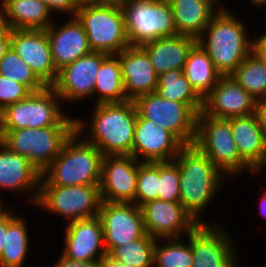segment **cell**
<instances>
[{"instance_id": "cell-42", "label": "cell", "mask_w": 266, "mask_h": 267, "mask_svg": "<svg viewBox=\"0 0 266 267\" xmlns=\"http://www.w3.org/2000/svg\"><path fill=\"white\" fill-rule=\"evenodd\" d=\"M256 114L258 116L261 130L266 142V100H262L257 103Z\"/></svg>"}, {"instance_id": "cell-21", "label": "cell", "mask_w": 266, "mask_h": 267, "mask_svg": "<svg viewBox=\"0 0 266 267\" xmlns=\"http://www.w3.org/2000/svg\"><path fill=\"white\" fill-rule=\"evenodd\" d=\"M40 179L41 173L27 157L11 152L0 142V191L8 190V192L28 195L29 204L35 206L39 195Z\"/></svg>"}, {"instance_id": "cell-26", "label": "cell", "mask_w": 266, "mask_h": 267, "mask_svg": "<svg viewBox=\"0 0 266 267\" xmlns=\"http://www.w3.org/2000/svg\"><path fill=\"white\" fill-rule=\"evenodd\" d=\"M177 33L198 38L220 10L211 0H168Z\"/></svg>"}, {"instance_id": "cell-27", "label": "cell", "mask_w": 266, "mask_h": 267, "mask_svg": "<svg viewBox=\"0 0 266 267\" xmlns=\"http://www.w3.org/2000/svg\"><path fill=\"white\" fill-rule=\"evenodd\" d=\"M2 9L11 30H45L54 22L53 14L40 0H8Z\"/></svg>"}, {"instance_id": "cell-37", "label": "cell", "mask_w": 266, "mask_h": 267, "mask_svg": "<svg viewBox=\"0 0 266 267\" xmlns=\"http://www.w3.org/2000/svg\"><path fill=\"white\" fill-rule=\"evenodd\" d=\"M158 199L167 202H179L180 172L178 165L173 160L159 162Z\"/></svg>"}, {"instance_id": "cell-51", "label": "cell", "mask_w": 266, "mask_h": 267, "mask_svg": "<svg viewBox=\"0 0 266 267\" xmlns=\"http://www.w3.org/2000/svg\"><path fill=\"white\" fill-rule=\"evenodd\" d=\"M78 6L94 4L95 0H74Z\"/></svg>"}, {"instance_id": "cell-6", "label": "cell", "mask_w": 266, "mask_h": 267, "mask_svg": "<svg viewBox=\"0 0 266 267\" xmlns=\"http://www.w3.org/2000/svg\"><path fill=\"white\" fill-rule=\"evenodd\" d=\"M194 145L206 155L229 179L242 171L258 174L241 158L233 138L230 122L216 119L202 111L197 115Z\"/></svg>"}, {"instance_id": "cell-8", "label": "cell", "mask_w": 266, "mask_h": 267, "mask_svg": "<svg viewBox=\"0 0 266 267\" xmlns=\"http://www.w3.org/2000/svg\"><path fill=\"white\" fill-rule=\"evenodd\" d=\"M75 131V126L22 128L0 132V142L11 152L23 155L42 173L60 154L65 141Z\"/></svg>"}, {"instance_id": "cell-24", "label": "cell", "mask_w": 266, "mask_h": 267, "mask_svg": "<svg viewBox=\"0 0 266 267\" xmlns=\"http://www.w3.org/2000/svg\"><path fill=\"white\" fill-rule=\"evenodd\" d=\"M227 120L241 158L259 176L266 170V142L257 114Z\"/></svg>"}, {"instance_id": "cell-9", "label": "cell", "mask_w": 266, "mask_h": 267, "mask_svg": "<svg viewBox=\"0 0 266 267\" xmlns=\"http://www.w3.org/2000/svg\"><path fill=\"white\" fill-rule=\"evenodd\" d=\"M122 8L130 46L178 35L168 0H128Z\"/></svg>"}, {"instance_id": "cell-52", "label": "cell", "mask_w": 266, "mask_h": 267, "mask_svg": "<svg viewBox=\"0 0 266 267\" xmlns=\"http://www.w3.org/2000/svg\"><path fill=\"white\" fill-rule=\"evenodd\" d=\"M219 9L225 8V6H221V2L223 0H211ZM220 3V4H219ZM220 5V6H219Z\"/></svg>"}, {"instance_id": "cell-31", "label": "cell", "mask_w": 266, "mask_h": 267, "mask_svg": "<svg viewBox=\"0 0 266 267\" xmlns=\"http://www.w3.org/2000/svg\"><path fill=\"white\" fill-rule=\"evenodd\" d=\"M162 98L187 104L197 115L202 111L203 100L193 90L183 69L164 72L158 76L156 88Z\"/></svg>"}, {"instance_id": "cell-5", "label": "cell", "mask_w": 266, "mask_h": 267, "mask_svg": "<svg viewBox=\"0 0 266 267\" xmlns=\"http://www.w3.org/2000/svg\"><path fill=\"white\" fill-rule=\"evenodd\" d=\"M61 98L52 86L31 92L25 99L0 112V132L22 128L75 126V117L66 115Z\"/></svg>"}, {"instance_id": "cell-44", "label": "cell", "mask_w": 266, "mask_h": 267, "mask_svg": "<svg viewBox=\"0 0 266 267\" xmlns=\"http://www.w3.org/2000/svg\"><path fill=\"white\" fill-rule=\"evenodd\" d=\"M100 262L101 267H129L118 259L113 258L110 254H106Z\"/></svg>"}, {"instance_id": "cell-4", "label": "cell", "mask_w": 266, "mask_h": 267, "mask_svg": "<svg viewBox=\"0 0 266 267\" xmlns=\"http://www.w3.org/2000/svg\"><path fill=\"white\" fill-rule=\"evenodd\" d=\"M103 154L74 131L41 173L40 186L100 184Z\"/></svg>"}, {"instance_id": "cell-40", "label": "cell", "mask_w": 266, "mask_h": 267, "mask_svg": "<svg viewBox=\"0 0 266 267\" xmlns=\"http://www.w3.org/2000/svg\"><path fill=\"white\" fill-rule=\"evenodd\" d=\"M53 264V267H101L100 261H80L66 258L62 253Z\"/></svg>"}, {"instance_id": "cell-19", "label": "cell", "mask_w": 266, "mask_h": 267, "mask_svg": "<svg viewBox=\"0 0 266 267\" xmlns=\"http://www.w3.org/2000/svg\"><path fill=\"white\" fill-rule=\"evenodd\" d=\"M184 145L168 130L137 114L132 156L140 162L172 161Z\"/></svg>"}, {"instance_id": "cell-43", "label": "cell", "mask_w": 266, "mask_h": 267, "mask_svg": "<svg viewBox=\"0 0 266 267\" xmlns=\"http://www.w3.org/2000/svg\"><path fill=\"white\" fill-rule=\"evenodd\" d=\"M9 227V212L0 219V256L5 247L7 228Z\"/></svg>"}, {"instance_id": "cell-3", "label": "cell", "mask_w": 266, "mask_h": 267, "mask_svg": "<svg viewBox=\"0 0 266 267\" xmlns=\"http://www.w3.org/2000/svg\"><path fill=\"white\" fill-rule=\"evenodd\" d=\"M236 16L228 7L220 9L197 38L221 75H230L252 53L253 37Z\"/></svg>"}, {"instance_id": "cell-29", "label": "cell", "mask_w": 266, "mask_h": 267, "mask_svg": "<svg viewBox=\"0 0 266 267\" xmlns=\"http://www.w3.org/2000/svg\"><path fill=\"white\" fill-rule=\"evenodd\" d=\"M27 220L16 215L14 208L9 211V227L5 247L0 256V267H24L30 248V233Z\"/></svg>"}, {"instance_id": "cell-33", "label": "cell", "mask_w": 266, "mask_h": 267, "mask_svg": "<svg viewBox=\"0 0 266 267\" xmlns=\"http://www.w3.org/2000/svg\"><path fill=\"white\" fill-rule=\"evenodd\" d=\"M258 102L266 100V64L249 54L230 74Z\"/></svg>"}, {"instance_id": "cell-36", "label": "cell", "mask_w": 266, "mask_h": 267, "mask_svg": "<svg viewBox=\"0 0 266 267\" xmlns=\"http://www.w3.org/2000/svg\"><path fill=\"white\" fill-rule=\"evenodd\" d=\"M159 162H139L135 204L141 207L146 202L158 199Z\"/></svg>"}, {"instance_id": "cell-15", "label": "cell", "mask_w": 266, "mask_h": 267, "mask_svg": "<svg viewBox=\"0 0 266 267\" xmlns=\"http://www.w3.org/2000/svg\"><path fill=\"white\" fill-rule=\"evenodd\" d=\"M141 210L145 232L155 239L184 238L199 225L180 202L156 199Z\"/></svg>"}, {"instance_id": "cell-28", "label": "cell", "mask_w": 266, "mask_h": 267, "mask_svg": "<svg viewBox=\"0 0 266 267\" xmlns=\"http://www.w3.org/2000/svg\"><path fill=\"white\" fill-rule=\"evenodd\" d=\"M183 74L202 100L210 93L221 76L207 52L198 43L189 51Z\"/></svg>"}, {"instance_id": "cell-17", "label": "cell", "mask_w": 266, "mask_h": 267, "mask_svg": "<svg viewBox=\"0 0 266 267\" xmlns=\"http://www.w3.org/2000/svg\"><path fill=\"white\" fill-rule=\"evenodd\" d=\"M139 162L132 155L103 156L99 186L102 201L135 204Z\"/></svg>"}, {"instance_id": "cell-34", "label": "cell", "mask_w": 266, "mask_h": 267, "mask_svg": "<svg viewBox=\"0 0 266 267\" xmlns=\"http://www.w3.org/2000/svg\"><path fill=\"white\" fill-rule=\"evenodd\" d=\"M156 239L147 233L125 245L115 247L109 254L129 267H153Z\"/></svg>"}, {"instance_id": "cell-46", "label": "cell", "mask_w": 266, "mask_h": 267, "mask_svg": "<svg viewBox=\"0 0 266 267\" xmlns=\"http://www.w3.org/2000/svg\"><path fill=\"white\" fill-rule=\"evenodd\" d=\"M11 46V31L0 40V60L6 54Z\"/></svg>"}, {"instance_id": "cell-12", "label": "cell", "mask_w": 266, "mask_h": 267, "mask_svg": "<svg viewBox=\"0 0 266 267\" xmlns=\"http://www.w3.org/2000/svg\"><path fill=\"white\" fill-rule=\"evenodd\" d=\"M220 224H199L190 232L192 267H237L238 252L232 235ZM235 245V246H234Z\"/></svg>"}, {"instance_id": "cell-13", "label": "cell", "mask_w": 266, "mask_h": 267, "mask_svg": "<svg viewBox=\"0 0 266 267\" xmlns=\"http://www.w3.org/2000/svg\"><path fill=\"white\" fill-rule=\"evenodd\" d=\"M98 217L107 254L146 234L141 207L134 203L102 201Z\"/></svg>"}, {"instance_id": "cell-39", "label": "cell", "mask_w": 266, "mask_h": 267, "mask_svg": "<svg viewBox=\"0 0 266 267\" xmlns=\"http://www.w3.org/2000/svg\"><path fill=\"white\" fill-rule=\"evenodd\" d=\"M42 1L50 10V12L60 14H66L69 17H75L76 11L79 6L74 0H40Z\"/></svg>"}, {"instance_id": "cell-49", "label": "cell", "mask_w": 266, "mask_h": 267, "mask_svg": "<svg viewBox=\"0 0 266 267\" xmlns=\"http://www.w3.org/2000/svg\"><path fill=\"white\" fill-rule=\"evenodd\" d=\"M7 203L3 202V199H0V219H2L10 210H11V206L9 207H5ZM9 208V209H8Z\"/></svg>"}, {"instance_id": "cell-35", "label": "cell", "mask_w": 266, "mask_h": 267, "mask_svg": "<svg viewBox=\"0 0 266 267\" xmlns=\"http://www.w3.org/2000/svg\"><path fill=\"white\" fill-rule=\"evenodd\" d=\"M0 74L25 85L31 92H37L46 87L11 47L0 60Z\"/></svg>"}, {"instance_id": "cell-22", "label": "cell", "mask_w": 266, "mask_h": 267, "mask_svg": "<svg viewBox=\"0 0 266 267\" xmlns=\"http://www.w3.org/2000/svg\"><path fill=\"white\" fill-rule=\"evenodd\" d=\"M54 21L46 30L53 62L59 71L79 57L92 52L88 37L76 17L56 26Z\"/></svg>"}, {"instance_id": "cell-38", "label": "cell", "mask_w": 266, "mask_h": 267, "mask_svg": "<svg viewBox=\"0 0 266 267\" xmlns=\"http://www.w3.org/2000/svg\"><path fill=\"white\" fill-rule=\"evenodd\" d=\"M30 93L31 91L25 85L0 74V112L8 105L25 99Z\"/></svg>"}, {"instance_id": "cell-41", "label": "cell", "mask_w": 266, "mask_h": 267, "mask_svg": "<svg viewBox=\"0 0 266 267\" xmlns=\"http://www.w3.org/2000/svg\"><path fill=\"white\" fill-rule=\"evenodd\" d=\"M252 53H254L264 64H266V32L253 39Z\"/></svg>"}, {"instance_id": "cell-50", "label": "cell", "mask_w": 266, "mask_h": 267, "mask_svg": "<svg viewBox=\"0 0 266 267\" xmlns=\"http://www.w3.org/2000/svg\"><path fill=\"white\" fill-rule=\"evenodd\" d=\"M249 4H251V7L264 8L266 6V0H249Z\"/></svg>"}, {"instance_id": "cell-45", "label": "cell", "mask_w": 266, "mask_h": 267, "mask_svg": "<svg viewBox=\"0 0 266 267\" xmlns=\"http://www.w3.org/2000/svg\"><path fill=\"white\" fill-rule=\"evenodd\" d=\"M11 31L10 25L5 17L2 7H0V40Z\"/></svg>"}, {"instance_id": "cell-1", "label": "cell", "mask_w": 266, "mask_h": 267, "mask_svg": "<svg viewBox=\"0 0 266 267\" xmlns=\"http://www.w3.org/2000/svg\"><path fill=\"white\" fill-rule=\"evenodd\" d=\"M92 116L75 118V131L93 144L103 156L132 155V143L137 119L133 100L101 103L92 106ZM87 131V132H86Z\"/></svg>"}, {"instance_id": "cell-2", "label": "cell", "mask_w": 266, "mask_h": 267, "mask_svg": "<svg viewBox=\"0 0 266 267\" xmlns=\"http://www.w3.org/2000/svg\"><path fill=\"white\" fill-rule=\"evenodd\" d=\"M173 161L180 172L179 202L199 224H216L204 220L203 211L229 178L195 145L184 146Z\"/></svg>"}, {"instance_id": "cell-20", "label": "cell", "mask_w": 266, "mask_h": 267, "mask_svg": "<svg viewBox=\"0 0 266 267\" xmlns=\"http://www.w3.org/2000/svg\"><path fill=\"white\" fill-rule=\"evenodd\" d=\"M62 253L80 261H101L107 254L101 220L98 216L66 223Z\"/></svg>"}, {"instance_id": "cell-11", "label": "cell", "mask_w": 266, "mask_h": 267, "mask_svg": "<svg viewBox=\"0 0 266 267\" xmlns=\"http://www.w3.org/2000/svg\"><path fill=\"white\" fill-rule=\"evenodd\" d=\"M138 114L171 132L184 146L194 145L197 114L184 103L151 92L134 100Z\"/></svg>"}, {"instance_id": "cell-23", "label": "cell", "mask_w": 266, "mask_h": 267, "mask_svg": "<svg viewBox=\"0 0 266 267\" xmlns=\"http://www.w3.org/2000/svg\"><path fill=\"white\" fill-rule=\"evenodd\" d=\"M119 57L128 100L155 92L158 75L155 73L148 54L140 46H129L116 54Z\"/></svg>"}, {"instance_id": "cell-7", "label": "cell", "mask_w": 266, "mask_h": 267, "mask_svg": "<svg viewBox=\"0 0 266 267\" xmlns=\"http://www.w3.org/2000/svg\"><path fill=\"white\" fill-rule=\"evenodd\" d=\"M75 17L87 34L92 51L118 54L130 46L125 13L121 6L95 3L82 5Z\"/></svg>"}, {"instance_id": "cell-25", "label": "cell", "mask_w": 266, "mask_h": 267, "mask_svg": "<svg viewBox=\"0 0 266 267\" xmlns=\"http://www.w3.org/2000/svg\"><path fill=\"white\" fill-rule=\"evenodd\" d=\"M196 43V38L178 34L148 41L140 47L148 54L159 76L170 70L183 69L189 51Z\"/></svg>"}, {"instance_id": "cell-53", "label": "cell", "mask_w": 266, "mask_h": 267, "mask_svg": "<svg viewBox=\"0 0 266 267\" xmlns=\"http://www.w3.org/2000/svg\"><path fill=\"white\" fill-rule=\"evenodd\" d=\"M8 0H0V7H2Z\"/></svg>"}, {"instance_id": "cell-47", "label": "cell", "mask_w": 266, "mask_h": 267, "mask_svg": "<svg viewBox=\"0 0 266 267\" xmlns=\"http://www.w3.org/2000/svg\"><path fill=\"white\" fill-rule=\"evenodd\" d=\"M262 196L260 198V202H259V213L257 212V214H261V216L265 217L266 219V190L262 191Z\"/></svg>"}, {"instance_id": "cell-18", "label": "cell", "mask_w": 266, "mask_h": 267, "mask_svg": "<svg viewBox=\"0 0 266 267\" xmlns=\"http://www.w3.org/2000/svg\"><path fill=\"white\" fill-rule=\"evenodd\" d=\"M258 101L231 75H221L203 99L202 112L216 119H230L256 113Z\"/></svg>"}, {"instance_id": "cell-48", "label": "cell", "mask_w": 266, "mask_h": 267, "mask_svg": "<svg viewBox=\"0 0 266 267\" xmlns=\"http://www.w3.org/2000/svg\"><path fill=\"white\" fill-rule=\"evenodd\" d=\"M128 0H95V4L123 6Z\"/></svg>"}, {"instance_id": "cell-10", "label": "cell", "mask_w": 266, "mask_h": 267, "mask_svg": "<svg viewBox=\"0 0 266 267\" xmlns=\"http://www.w3.org/2000/svg\"><path fill=\"white\" fill-rule=\"evenodd\" d=\"M100 184L39 186L35 208L59 215L67 223L98 216L102 203Z\"/></svg>"}, {"instance_id": "cell-14", "label": "cell", "mask_w": 266, "mask_h": 267, "mask_svg": "<svg viewBox=\"0 0 266 267\" xmlns=\"http://www.w3.org/2000/svg\"><path fill=\"white\" fill-rule=\"evenodd\" d=\"M108 55L92 51L59 70L57 80L52 87L63 104L65 102L76 104L77 101L93 98L97 73L102 61Z\"/></svg>"}, {"instance_id": "cell-30", "label": "cell", "mask_w": 266, "mask_h": 267, "mask_svg": "<svg viewBox=\"0 0 266 267\" xmlns=\"http://www.w3.org/2000/svg\"><path fill=\"white\" fill-rule=\"evenodd\" d=\"M94 104L120 103L127 101L121 64L116 54H109L101 63L96 76Z\"/></svg>"}, {"instance_id": "cell-32", "label": "cell", "mask_w": 266, "mask_h": 267, "mask_svg": "<svg viewBox=\"0 0 266 267\" xmlns=\"http://www.w3.org/2000/svg\"><path fill=\"white\" fill-rule=\"evenodd\" d=\"M186 238V242L183 238L156 239L153 267H192L190 233Z\"/></svg>"}, {"instance_id": "cell-16", "label": "cell", "mask_w": 266, "mask_h": 267, "mask_svg": "<svg viewBox=\"0 0 266 267\" xmlns=\"http://www.w3.org/2000/svg\"><path fill=\"white\" fill-rule=\"evenodd\" d=\"M10 47L45 86L54 85L59 71L53 62L46 30L13 29Z\"/></svg>"}]
</instances>
